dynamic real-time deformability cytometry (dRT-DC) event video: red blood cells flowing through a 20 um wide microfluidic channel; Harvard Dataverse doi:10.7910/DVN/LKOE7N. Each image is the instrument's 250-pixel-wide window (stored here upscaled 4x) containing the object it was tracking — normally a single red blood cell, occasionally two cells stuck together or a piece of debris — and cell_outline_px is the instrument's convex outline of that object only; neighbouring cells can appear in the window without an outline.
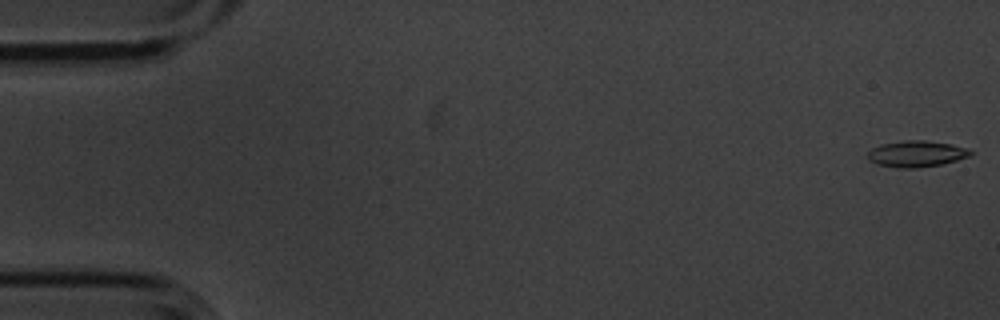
{"species": "common noctule bat (a hibernating species)", "species_latin": "Nyctalus noctula", "temperature_condition": "cold", "stored_images_in_passage": 5, "camera_frame_rate_fps": 3000, "um_per_image_px": 0.085, "animal": {"sex": "male", "body_mass_g": 20.1, "forearm_length_mm": 53.5}, "frame": {"image": 1, "passage_image": 1, "time_ms": 0.0, "image_size_px": [1000, 320], "cell_outline_px": [[972, 152], [968, 156], [956, 160], [940, 164], [916, 168], [900, 168], [876, 164], [868, 160], [868, 152], [872, 148], [880, 144], [904, 140], [924, 140], [952, 144], [964, 148]], "centroid_in_image_um": [77.83, 13.07], "position_along_channel_um": 7.2, "area_um2": 15.55}}